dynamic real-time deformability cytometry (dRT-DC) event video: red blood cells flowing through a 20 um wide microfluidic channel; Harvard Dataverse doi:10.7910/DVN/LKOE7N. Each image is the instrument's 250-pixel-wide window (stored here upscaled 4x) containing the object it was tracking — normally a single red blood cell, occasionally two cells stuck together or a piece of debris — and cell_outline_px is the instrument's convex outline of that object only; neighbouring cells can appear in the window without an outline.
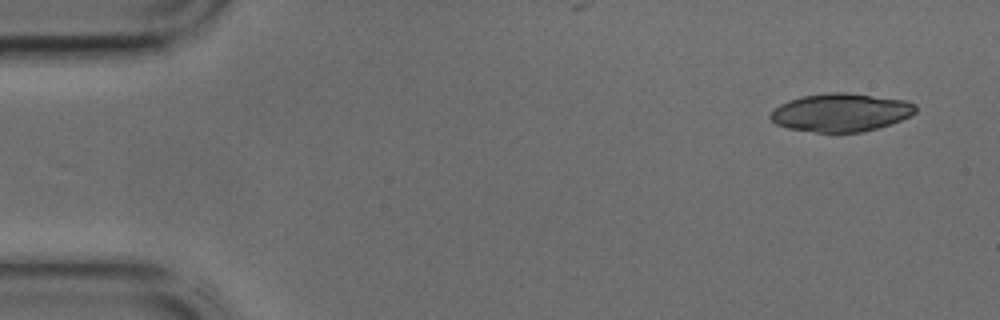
{"species": "common noctule bat (a hibernating species)", "species_latin": "Nyctalus noctula", "temperature_condition": "cold", "stored_images_in_passage": 41, "camera_frame_rate_fps": 3000, "um_per_image_px": 0.085, "animal": {"sex": "male", "body_mass_g": 17.9, "forearm_length_mm": 54.2}, "frame": {"image": 1, "passage_image": 1, "time_ms": 0.0, "image_size_px": [1000, 320], "cell_outline_px": [[916, 112], [912, 116], [864, 132], [816, 132], [788, 128], [776, 124], [768, 116], [780, 104], [788, 100], [804, 96], [828, 92], [848, 92], [904, 100], [916, 104]], "centroid_in_image_um": [71.48, 9.55], "position_along_channel_um": 13.5, "area_um2": 32.19}}